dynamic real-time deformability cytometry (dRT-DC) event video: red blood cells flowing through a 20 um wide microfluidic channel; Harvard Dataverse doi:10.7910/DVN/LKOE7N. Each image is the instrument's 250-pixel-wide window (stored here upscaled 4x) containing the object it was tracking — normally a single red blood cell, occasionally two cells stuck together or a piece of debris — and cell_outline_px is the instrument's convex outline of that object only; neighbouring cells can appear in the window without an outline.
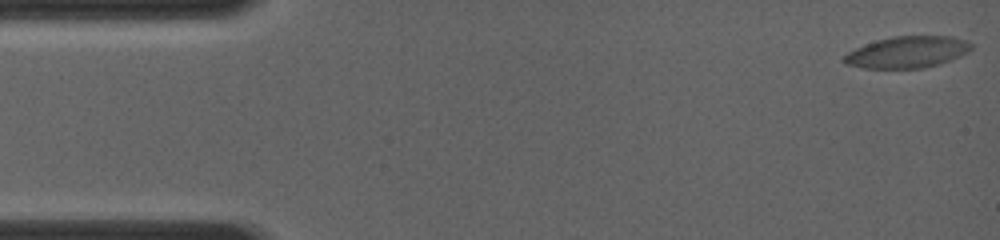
{"species": "common noctule bat (a hibernating species)", "species_latin": "Nyctalus noctula", "temperature_condition": "room temperature", "stored_images_in_passage": 21, "camera_frame_rate_fps": 4000, "um_per_image_px": 0.085, "animal": {"sex": "female", "body_mass_g": 19.0, "forearm_length_mm": 56.7}, "frame": {"image": 1, "passage_image": 1, "time_ms": 0.0, "image_size_px": [1000, 240], "cell_outline_px": [[972, 48], [968, 52], [960, 56], [940, 64], [924, 68], [864, 68], [844, 64], [840, 60], [848, 52], [864, 44], [876, 40], [892, 36], [952, 36], [968, 40], [972, 44]], "centroid_in_image_um": [77.12, 4.43], "position_along_channel_um": 7.9, "area_um2": 23.64}}
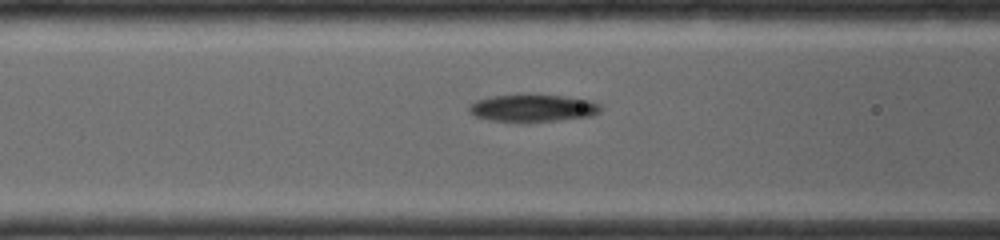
{"frame": {"image": 2, "passage_image": 15, "time_ms": 5.75, "image_size_px": [1000, 240], "cell_outline_px": [[600, 112], [592, 116], [524, 124], [492, 120], [476, 116], [468, 112], [468, 104], [476, 100], [492, 96], [520, 92], [564, 96], [592, 100], [600, 104]], "centroid_in_image_um": [45.25, 9.17], "position_along_channel_um": 121.3, "area_um2": 22.14}}
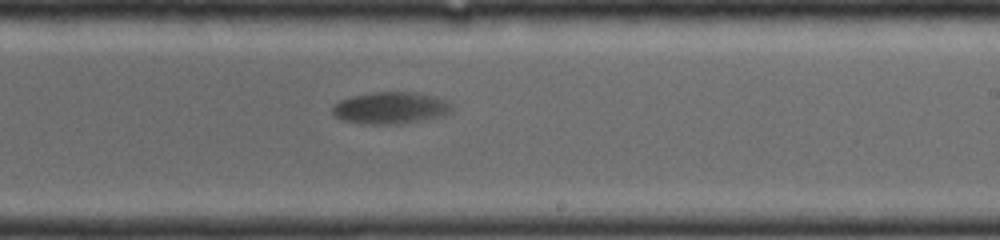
{"frame": {"image": 3, "passage_image": 21, "time_ms": 9.0, "image_size_px": [1000, 240], "cell_outline_px": [[452, 112], [448, 116], [396, 124], [364, 124], [340, 120], [332, 112], [332, 104], [340, 100], [352, 96], [372, 92], [412, 92], [432, 96], [448, 100], [452, 104]], "centroid_in_image_um": [33.22, 9.18], "position_along_channel_um": 255.8, "area_um2": 22.48}}